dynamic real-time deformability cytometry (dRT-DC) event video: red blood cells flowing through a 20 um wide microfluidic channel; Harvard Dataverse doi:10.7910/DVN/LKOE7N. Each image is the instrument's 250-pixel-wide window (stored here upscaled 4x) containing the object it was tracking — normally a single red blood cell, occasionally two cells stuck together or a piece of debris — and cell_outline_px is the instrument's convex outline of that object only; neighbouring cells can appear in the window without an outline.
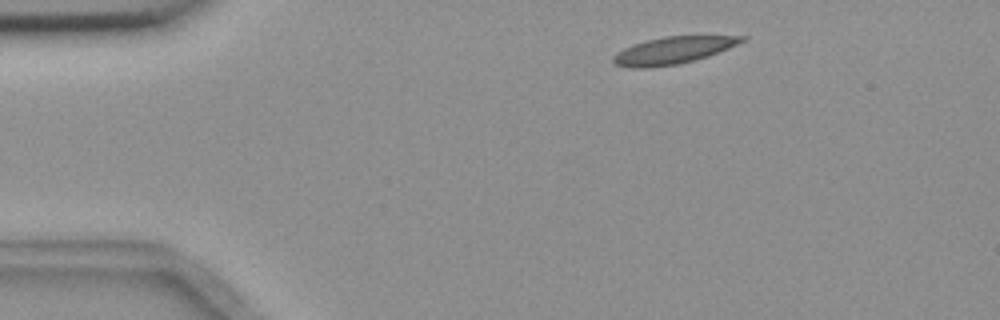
{"species": "common noctule bat (a hibernating species)", "species_latin": "Nyctalus noctula", "temperature_condition": "room temperature", "stored_images_in_passage": 3, "camera_frame_rate_fps": 3000, "um_per_image_px": 0.085, "animal": {"sex": "female", "body_mass_g": 18.4}, "frame": {"image": 1, "passage_image": 1, "time_ms": 0.0, "image_size_px": [1000, 320], "cell_outline_px": [[748, 40], [708, 56], [676, 64], [648, 68], [632, 68], [616, 64], [612, 60], [612, 56], [616, 52], [632, 44], [664, 36], [748, 36]], "centroid_in_image_um": [57.2, 4.27], "position_along_channel_um": 27.8, "area_um2": 20.17}}